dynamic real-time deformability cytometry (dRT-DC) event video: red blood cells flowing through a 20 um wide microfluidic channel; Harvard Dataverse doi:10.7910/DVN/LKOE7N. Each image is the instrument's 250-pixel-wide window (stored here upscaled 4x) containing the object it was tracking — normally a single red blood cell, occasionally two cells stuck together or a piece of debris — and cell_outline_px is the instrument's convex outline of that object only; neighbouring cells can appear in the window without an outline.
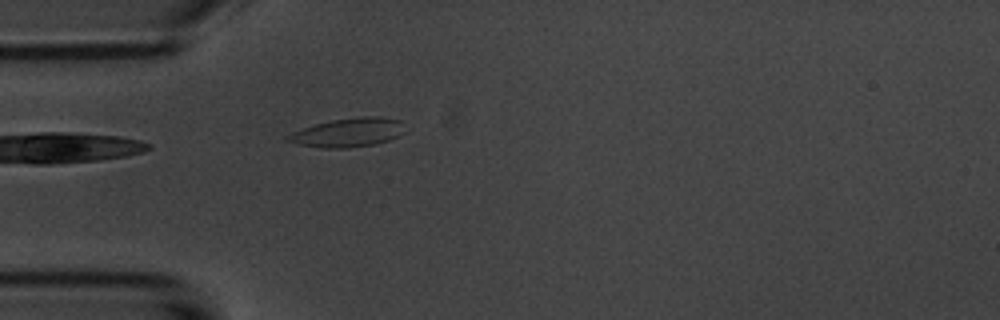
{"species": "common noctule bat (a hibernating species)", "species_latin": "Nyctalus noctula", "temperature_condition": "room temperature", "stored_images_in_passage": 3, "camera_frame_rate_fps": 3000, "um_per_image_px": 0.085, "animal": {"sex": "male", "body_mass_g": 20.1, "forearm_length_mm": 53.5}, "frame": {"image": 1, "passage_image": 3, "time_ms": 2.333, "image_size_px": [1000, 320], "cell_outline_px": [[404, 132], [388, 140], [372, 144], [348, 148], [324, 148], [300, 144], [284, 140], [284, 136], [292, 132], [316, 124], [332, 120], [360, 116], [380, 116], [400, 120]], "centroid_in_image_um": [29.55, 11.26], "position_along_channel_um": 55.4, "area_um2": 19.48}}